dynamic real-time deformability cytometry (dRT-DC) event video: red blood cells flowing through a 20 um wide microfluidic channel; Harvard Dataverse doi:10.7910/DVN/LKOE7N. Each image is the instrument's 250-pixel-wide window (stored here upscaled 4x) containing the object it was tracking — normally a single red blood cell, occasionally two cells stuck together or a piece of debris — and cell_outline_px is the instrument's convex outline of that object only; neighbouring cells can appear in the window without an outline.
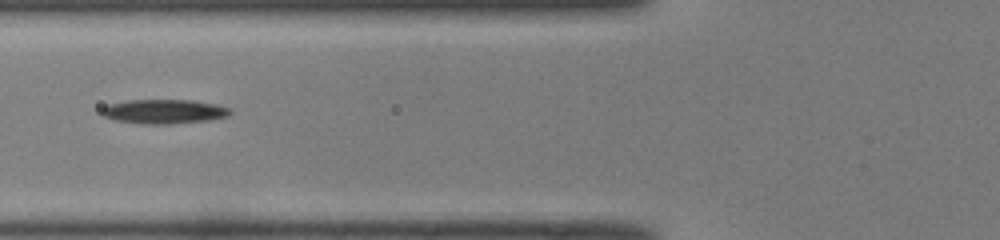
{"species": "common noctule bat (a hibernating species)", "species_latin": "Nyctalus noctula", "temperature_condition": "room temperature", "stored_images_in_passage": 30, "camera_frame_rate_fps": 3000, "um_per_image_px": 0.085, "animal": {"sex": "male", "body_mass_g": 19.0, "forearm_length_mm": 50.8}, "frame": {"image": 1, "passage_image": 5, "time_ms": 1.333, "image_size_px": [1000, 240], "cell_outline_px": [[232, 112], [228, 116], [208, 120], [168, 124], [144, 124], [116, 120], [104, 116], [100, 112], [100, 108], [108, 104], [128, 100], [192, 100], [216, 104], [228, 108]], "centroid_in_image_um": [13.91, 9.47], "position_along_channel_um": 111.9, "area_um2": 18.15}, "authors_computed_cell_mechanics": {"area_um2": 18.1492, "velocity_mm_per_s": 3.976, "shape_relaxation_time_tau1_ms": null, "shape_relaxation_time_tau2_ms": 2.0979, "deformation_change_tau1": null, "deformation_change_tau2": 0.0483}}